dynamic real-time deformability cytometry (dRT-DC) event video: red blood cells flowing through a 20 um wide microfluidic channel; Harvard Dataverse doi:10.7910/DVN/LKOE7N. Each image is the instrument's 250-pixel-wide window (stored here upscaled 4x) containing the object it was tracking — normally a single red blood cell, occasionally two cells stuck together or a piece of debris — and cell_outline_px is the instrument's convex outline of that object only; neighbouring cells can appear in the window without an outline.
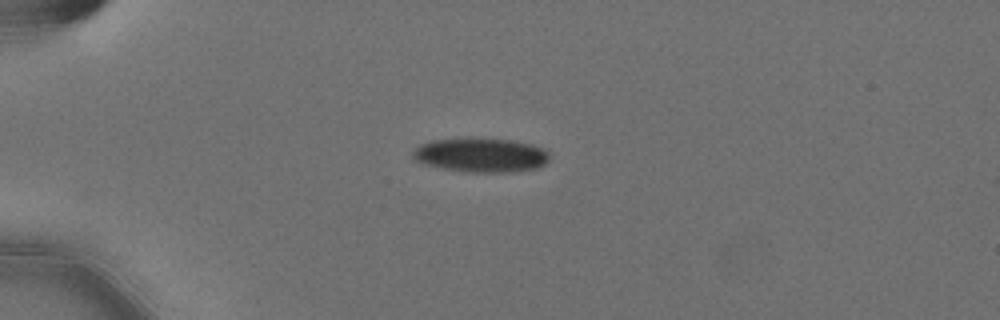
{"species": "Egyptian fruit bat (a non-hibernating species)", "species_latin": "Rousettus aegyptiacus", "temperature_condition": "cold", "stored_images_in_passage": 21, "camera_frame_rate_fps": 3000, "um_per_image_px": 0.085, "animal": {"sex": "female"}, "frame": {"image": 1, "passage_image": 1, "time_ms": 0.0, "image_size_px": [1000, 320], "cell_outline_px": [[548, 160], [544, 164], [536, 168], [508, 172], [472, 172], [444, 168], [424, 164], [416, 160], [412, 156], [412, 152], [420, 144], [432, 140], [508, 140], [532, 144], [544, 148], [548, 152]], "centroid_in_image_um": [40.89, 13.2], "position_along_channel_um": 44.1, "area_um2": 26.36}}
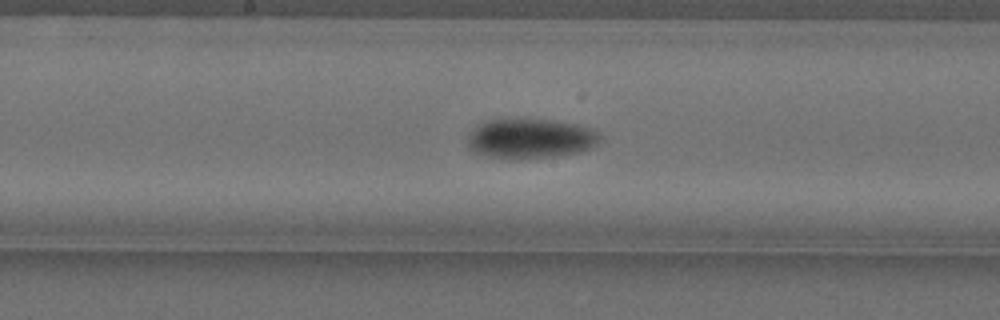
{"frame": {"image": 2, "passage_image": 17, "time_ms": 5.333, "image_size_px": [1000, 320], "cell_outline_px": [[600, 140], [596, 144], [580, 152], [556, 156], [488, 156], [476, 152], [468, 148], [468, 132], [480, 124], [488, 120], [552, 120], [576, 124], [592, 128], [600, 132]], "centroid_in_image_um": [45.12, 11.74], "position_along_channel_um": 203.1, "area_um2": 29.71}}
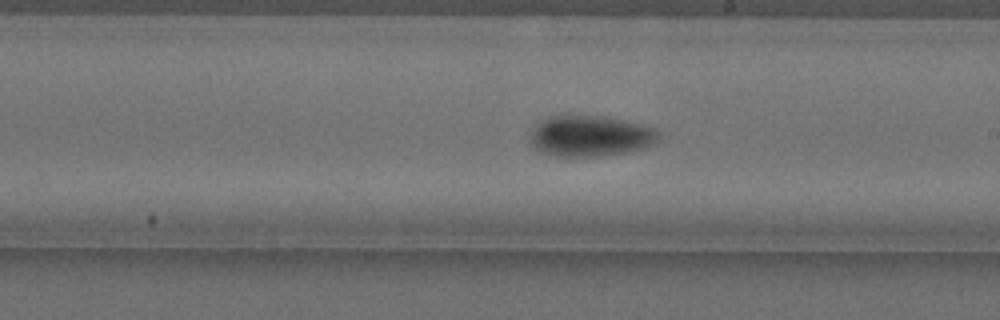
{"frame": {"image": 3, "passage_image": 20, "time_ms": 6.333, "image_size_px": [1000, 320], "cell_outline_px": [[660, 140], [644, 148], [628, 152], [600, 156], [556, 156], [540, 152], [532, 144], [532, 132], [544, 120], [552, 116], [604, 116], [624, 120], [656, 128], [660, 132]], "centroid_in_image_um": [50.27, 11.57], "position_along_channel_um": 238.7, "area_um2": 30.29}}